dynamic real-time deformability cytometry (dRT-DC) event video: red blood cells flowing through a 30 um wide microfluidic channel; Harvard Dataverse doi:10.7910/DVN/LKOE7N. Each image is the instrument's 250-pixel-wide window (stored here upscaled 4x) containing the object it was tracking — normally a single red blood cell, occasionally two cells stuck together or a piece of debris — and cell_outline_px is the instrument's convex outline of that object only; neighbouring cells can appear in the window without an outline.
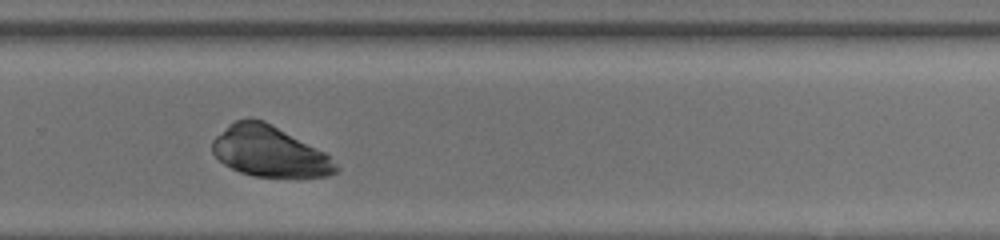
{"species": "common noctule bat (a hibernating species)", "species_latin": "Nyctalus noctula", "temperature_condition": "room temperature", "stored_images_in_passage": 28, "camera_frame_rate_fps": 3000, "um_per_image_px": 0.085, "animal": {"sex": "female", "body_mass_g": 20.0, "forearm_length_mm": 54.0}, "frame": {"image": 1, "passage_image": 21, "time_ms": 6.667, "image_size_px": [1000, 240], "cell_outline_px": [[340, 168], [336, 172], [328, 176], [252, 176], [240, 172], [224, 164], [212, 152], [212, 140], [228, 124], [236, 120], [248, 116], [264, 120], [324, 152]], "centroid_in_image_um": [22.85, 12.85], "position_along_channel_um": 306.9, "area_um2": 36.18}}